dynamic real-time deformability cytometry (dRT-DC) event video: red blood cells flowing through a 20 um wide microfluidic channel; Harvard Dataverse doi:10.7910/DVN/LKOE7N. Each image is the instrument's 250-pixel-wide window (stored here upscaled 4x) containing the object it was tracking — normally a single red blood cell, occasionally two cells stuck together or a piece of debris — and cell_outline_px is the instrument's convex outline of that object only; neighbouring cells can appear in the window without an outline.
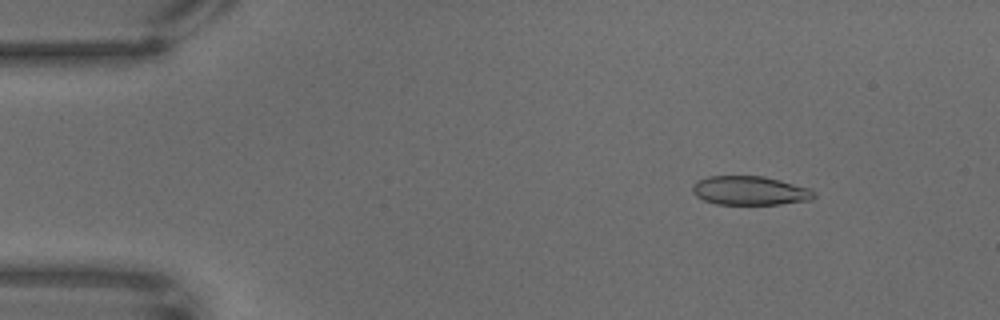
{"species": "common noctule bat (a hibernating species)", "species_latin": "Nyctalus noctula", "temperature_condition": "warm", "stored_images_in_passage": 67, "camera_frame_rate_fps": 3000, "um_per_image_px": 0.085, "animal": {"sex": "male", "body_mass_g": 18.8}, "frame": {"image": 1, "passage_image": 9, "time_ms": 2.667, "image_size_px": [1000, 320], "cell_outline_px": [[816, 196], [812, 200], [780, 204], [716, 204], [704, 200], [696, 196], [692, 192], [692, 184], [696, 180], [708, 176], [764, 176], [812, 188], [816, 192]], "centroid_in_image_um": [63.76, 16.2], "position_along_channel_um": 21.2, "area_um2": 20.81}}
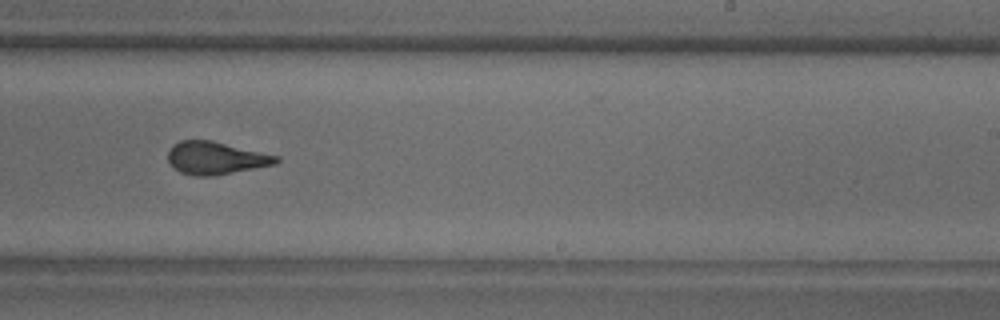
{"frame": {"image": 2, "passage_image": 42, "time_ms": 13.667, "image_size_px": [1000, 320], "cell_outline_px": [[280, 160], [276, 164], [212, 176], [196, 176], [180, 172], [168, 160], [168, 152], [172, 144], [180, 140], [212, 140], [280, 156]], "centroid_in_image_um": [18.35, 13.42], "position_along_channel_um": 270.6, "area_um2": 20.58}}
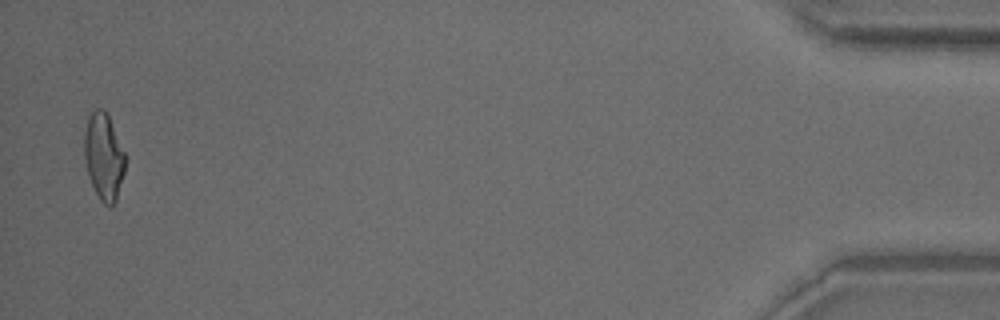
{"frame": {"image": 3, "passage_image": 66, "time_ms": 21.667, "image_size_px": [1000, 320], "cell_outline_px": [[124, 172], [116, 200], [112, 204], [104, 204], [100, 200], [92, 184], [88, 172], [84, 156], [84, 132], [88, 116], [96, 108], [104, 108], [108, 116], [124, 152]], "centroid_in_image_um": [8.79, 13.27], "position_along_channel_um": 426.4, "area_um2": 20.17}}